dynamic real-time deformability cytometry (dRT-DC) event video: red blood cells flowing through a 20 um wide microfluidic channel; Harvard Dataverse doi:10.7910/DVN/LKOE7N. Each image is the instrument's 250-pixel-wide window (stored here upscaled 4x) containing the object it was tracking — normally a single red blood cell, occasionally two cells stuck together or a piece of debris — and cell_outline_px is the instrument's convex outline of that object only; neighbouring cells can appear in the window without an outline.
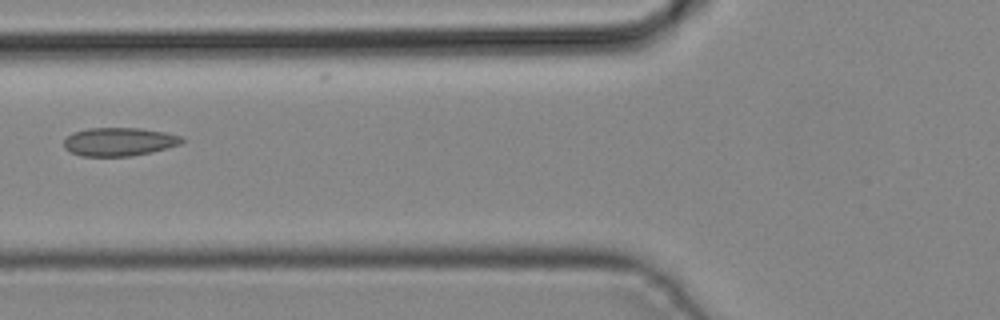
{"species": "common noctule bat (a hibernating species)", "species_latin": "Nyctalus noctula", "temperature_condition": "cold", "stored_images_in_passage": 4, "camera_frame_rate_fps": 3000, "um_per_image_px": 0.085, "animal": {"sex": "male", "body_mass_g": 19.2, "forearm_length_mm": 51.8}, "frame": {"image": 1, "passage_image": 4, "time_ms": 1.0, "image_size_px": [1000, 320], "cell_outline_px": [[184, 140], [180, 144], [168, 148], [152, 152], [132, 156], [80, 156], [64, 148], [64, 140], [72, 132], [88, 128], [140, 128], [164, 132], [180, 136]], "centroid_in_image_um": [10.11, 12.05], "position_along_channel_um": 115.7, "area_um2": 19.54}}